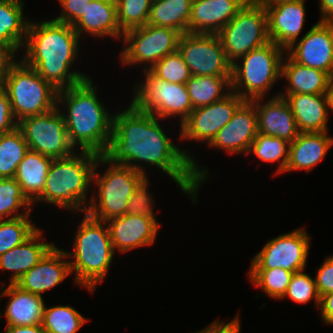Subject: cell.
Instances as JSON below:
<instances>
[{
	"label": "cell",
	"instance_id": "obj_20",
	"mask_svg": "<svg viewBox=\"0 0 333 333\" xmlns=\"http://www.w3.org/2000/svg\"><path fill=\"white\" fill-rule=\"evenodd\" d=\"M263 99L250 100L256 108L258 133L293 142L300 132L288 102L279 94L262 104Z\"/></svg>",
	"mask_w": 333,
	"mask_h": 333
},
{
	"label": "cell",
	"instance_id": "obj_16",
	"mask_svg": "<svg viewBox=\"0 0 333 333\" xmlns=\"http://www.w3.org/2000/svg\"><path fill=\"white\" fill-rule=\"evenodd\" d=\"M288 52V53H287ZM298 64L333 76V21L318 20L299 41L286 49Z\"/></svg>",
	"mask_w": 333,
	"mask_h": 333
},
{
	"label": "cell",
	"instance_id": "obj_6",
	"mask_svg": "<svg viewBox=\"0 0 333 333\" xmlns=\"http://www.w3.org/2000/svg\"><path fill=\"white\" fill-rule=\"evenodd\" d=\"M100 164L108 165L102 175L97 172ZM146 177L130 166L113 163L105 155H99L92 179V183L96 185L98 191H94L95 195H90L92 198L86 214L93 219L105 222L111 218L125 215L129 199Z\"/></svg>",
	"mask_w": 333,
	"mask_h": 333
},
{
	"label": "cell",
	"instance_id": "obj_26",
	"mask_svg": "<svg viewBox=\"0 0 333 333\" xmlns=\"http://www.w3.org/2000/svg\"><path fill=\"white\" fill-rule=\"evenodd\" d=\"M299 132H328L327 94L287 95Z\"/></svg>",
	"mask_w": 333,
	"mask_h": 333
},
{
	"label": "cell",
	"instance_id": "obj_43",
	"mask_svg": "<svg viewBox=\"0 0 333 333\" xmlns=\"http://www.w3.org/2000/svg\"><path fill=\"white\" fill-rule=\"evenodd\" d=\"M90 0H59L62 11L54 21L73 26L83 15L84 8Z\"/></svg>",
	"mask_w": 333,
	"mask_h": 333
},
{
	"label": "cell",
	"instance_id": "obj_24",
	"mask_svg": "<svg viewBox=\"0 0 333 333\" xmlns=\"http://www.w3.org/2000/svg\"><path fill=\"white\" fill-rule=\"evenodd\" d=\"M81 37L84 32L93 37H112L119 40L124 33L117 21L115 0H90L84 8V15L73 25Z\"/></svg>",
	"mask_w": 333,
	"mask_h": 333
},
{
	"label": "cell",
	"instance_id": "obj_8",
	"mask_svg": "<svg viewBox=\"0 0 333 333\" xmlns=\"http://www.w3.org/2000/svg\"><path fill=\"white\" fill-rule=\"evenodd\" d=\"M1 85L8 95L17 122L57 107L58 90L22 59L11 66Z\"/></svg>",
	"mask_w": 333,
	"mask_h": 333
},
{
	"label": "cell",
	"instance_id": "obj_44",
	"mask_svg": "<svg viewBox=\"0 0 333 333\" xmlns=\"http://www.w3.org/2000/svg\"><path fill=\"white\" fill-rule=\"evenodd\" d=\"M17 124L8 95L0 84V135L15 130Z\"/></svg>",
	"mask_w": 333,
	"mask_h": 333
},
{
	"label": "cell",
	"instance_id": "obj_4",
	"mask_svg": "<svg viewBox=\"0 0 333 333\" xmlns=\"http://www.w3.org/2000/svg\"><path fill=\"white\" fill-rule=\"evenodd\" d=\"M79 153V154H78ZM66 158L53 159L43 193L32 203L46 202L71 212L86 214L93 173L99 154L80 151Z\"/></svg>",
	"mask_w": 333,
	"mask_h": 333
},
{
	"label": "cell",
	"instance_id": "obj_42",
	"mask_svg": "<svg viewBox=\"0 0 333 333\" xmlns=\"http://www.w3.org/2000/svg\"><path fill=\"white\" fill-rule=\"evenodd\" d=\"M148 176L138 185L133 195L128 201L126 214L146 216L148 218L157 219L153 211L154 197L148 191Z\"/></svg>",
	"mask_w": 333,
	"mask_h": 333
},
{
	"label": "cell",
	"instance_id": "obj_47",
	"mask_svg": "<svg viewBox=\"0 0 333 333\" xmlns=\"http://www.w3.org/2000/svg\"><path fill=\"white\" fill-rule=\"evenodd\" d=\"M241 322L239 316L237 315L228 323L223 321L214 320L209 326L205 327L204 330L207 333H240L241 331Z\"/></svg>",
	"mask_w": 333,
	"mask_h": 333
},
{
	"label": "cell",
	"instance_id": "obj_53",
	"mask_svg": "<svg viewBox=\"0 0 333 333\" xmlns=\"http://www.w3.org/2000/svg\"><path fill=\"white\" fill-rule=\"evenodd\" d=\"M243 6L254 4L255 0H238Z\"/></svg>",
	"mask_w": 333,
	"mask_h": 333
},
{
	"label": "cell",
	"instance_id": "obj_14",
	"mask_svg": "<svg viewBox=\"0 0 333 333\" xmlns=\"http://www.w3.org/2000/svg\"><path fill=\"white\" fill-rule=\"evenodd\" d=\"M311 237L304 228L274 237L252 258L250 269L282 268L291 272L306 267Z\"/></svg>",
	"mask_w": 333,
	"mask_h": 333
},
{
	"label": "cell",
	"instance_id": "obj_28",
	"mask_svg": "<svg viewBox=\"0 0 333 333\" xmlns=\"http://www.w3.org/2000/svg\"><path fill=\"white\" fill-rule=\"evenodd\" d=\"M287 56V57H286ZM282 61L281 77H285L288 85L285 93H278L285 98L293 94H326L331 76L316 68L307 67L293 61L285 54Z\"/></svg>",
	"mask_w": 333,
	"mask_h": 333
},
{
	"label": "cell",
	"instance_id": "obj_31",
	"mask_svg": "<svg viewBox=\"0 0 333 333\" xmlns=\"http://www.w3.org/2000/svg\"><path fill=\"white\" fill-rule=\"evenodd\" d=\"M193 0H153L147 24L188 33Z\"/></svg>",
	"mask_w": 333,
	"mask_h": 333
},
{
	"label": "cell",
	"instance_id": "obj_25",
	"mask_svg": "<svg viewBox=\"0 0 333 333\" xmlns=\"http://www.w3.org/2000/svg\"><path fill=\"white\" fill-rule=\"evenodd\" d=\"M332 145L333 137L327 132H300L290 143L285 172L302 170L309 173L323 160Z\"/></svg>",
	"mask_w": 333,
	"mask_h": 333
},
{
	"label": "cell",
	"instance_id": "obj_41",
	"mask_svg": "<svg viewBox=\"0 0 333 333\" xmlns=\"http://www.w3.org/2000/svg\"><path fill=\"white\" fill-rule=\"evenodd\" d=\"M304 272L302 270L293 273L288 289L282 299L288 297L297 304H305L314 299L315 305L319 308L320 295L317 291L315 279Z\"/></svg>",
	"mask_w": 333,
	"mask_h": 333
},
{
	"label": "cell",
	"instance_id": "obj_9",
	"mask_svg": "<svg viewBox=\"0 0 333 333\" xmlns=\"http://www.w3.org/2000/svg\"><path fill=\"white\" fill-rule=\"evenodd\" d=\"M145 78L134 87L130 103L138 110L157 118L179 117L180 125L193 111L186 84L170 83L156 77L150 70H143Z\"/></svg>",
	"mask_w": 333,
	"mask_h": 333
},
{
	"label": "cell",
	"instance_id": "obj_11",
	"mask_svg": "<svg viewBox=\"0 0 333 333\" xmlns=\"http://www.w3.org/2000/svg\"><path fill=\"white\" fill-rule=\"evenodd\" d=\"M181 33L174 28L146 24L128 30L123 35L125 43L120 58L122 65H147L150 70L159 60L177 51Z\"/></svg>",
	"mask_w": 333,
	"mask_h": 333
},
{
	"label": "cell",
	"instance_id": "obj_36",
	"mask_svg": "<svg viewBox=\"0 0 333 333\" xmlns=\"http://www.w3.org/2000/svg\"><path fill=\"white\" fill-rule=\"evenodd\" d=\"M32 205L15 178H0V220L31 215Z\"/></svg>",
	"mask_w": 333,
	"mask_h": 333
},
{
	"label": "cell",
	"instance_id": "obj_10",
	"mask_svg": "<svg viewBox=\"0 0 333 333\" xmlns=\"http://www.w3.org/2000/svg\"><path fill=\"white\" fill-rule=\"evenodd\" d=\"M217 35L227 59L234 63L251 50L270 42L266 9L256 3L243 6Z\"/></svg>",
	"mask_w": 333,
	"mask_h": 333
},
{
	"label": "cell",
	"instance_id": "obj_46",
	"mask_svg": "<svg viewBox=\"0 0 333 333\" xmlns=\"http://www.w3.org/2000/svg\"><path fill=\"white\" fill-rule=\"evenodd\" d=\"M17 51L10 45L0 41V84L8 75L11 66L17 61Z\"/></svg>",
	"mask_w": 333,
	"mask_h": 333
},
{
	"label": "cell",
	"instance_id": "obj_34",
	"mask_svg": "<svg viewBox=\"0 0 333 333\" xmlns=\"http://www.w3.org/2000/svg\"><path fill=\"white\" fill-rule=\"evenodd\" d=\"M88 321L70 305L45 306L42 327L47 333H77Z\"/></svg>",
	"mask_w": 333,
	"mask_h": 333
},
{
	"label": "cell",
	"instance_id": "obj_54",
	"mask_svg": "<svg viewBox=\"0 0 333 333\" xmlns=\"http://www.w3.org/2000/svg\"><path fill=\"white\" fill-rule=\"evenodd\" d=\"M195 333H207L204 329L200 330V331H197Z\"/></svg>",
	"mask_w": 333,
	"mask_h": 333
},
{
	"label": "cell",
	"instance_id": "obj_49",
	"mask_svg": "<svg viewBox=\"0 0 333 333\" xmlns=\"http://www.w3.org/2000/svg\"><path fill=\"white\" fill-rule=\"evenodd\" d=\"M4 333H47L41 324L32 326H5ZM1 333V332H0Z\"/></svg>",
	"mask_w": 333,
	"mask_h": 333
},
{
	"label": "cell",
	"instance_id": "obj_48",
	"mask_svg": "<svg viewBox=\"0 0 333 333\" xmlns=\"http://www.w3.org/2000/svg\"><path fill=\"white\" fill-rule=\"evenodd\" d=\"M319 310L322 321L325 324L333 325V291L320 297Z\"/></svg>",
	"mask_w": 333,
	"mask_h": 333
},
{
	"label": "cell",
	"instance_id": "obj_32",
	"mask_svg": "<svg viewBox=\"0 0 333 333\" xmlns=\"http://www.w3.org/2000/svg\"><path fill=\"white\" fill-rule=\"evenodd\" d=\"M186 86L193 109L220 101L232 92L231 77L191 75Z\"/></svg>",
	"mask_w": 333,
	"mask_h": 333
},
{
	"label": "cell",
	"instance_id": "obj_7",
	"mask_svg": "<svg viewBox=\"0 0 333 333\" xmlns=\"http://www.w3.org/2000/svg\"><path fill=\"white\" fill-rule=\"evenodd\" d=\"M285 52L286 50L270 41L238 58L232 63V92L248 101L265 98L268 90L282 78Z\"/></svg>",
	"mask_w": 333,
	"mask_h": 333
},
{
	"label": "cell",
	"instance_id": "obj_2",
	"mask_svg": "<svg viewBox=\"0 0 333 333\" xmlns=\"http://www.w3.org/2000/svg\"><path fill=\"white\" fill-rule=\"evenodd\" d=\"M32 22L23 45L26 50L22 60L28 66L58 91L90 78L80 71H70L80 51V37L73 26L52 19Z\"/></svg>",
	"mask_w": 333,
	"mask_h": 333
},
{
	"label": "cell",
	"instance_id": "obj_15",
	"mask_svg": "<svg viewBox=\"0 0 333 333\" xmlns=\"http://www.w3.org/2000/svg\"><path fill=\"white\" fill-rule=\"evenodd\" d=\"M245 100L231 92L220 101L193 109L180 125L179 140L210 143L214 136L232 119Z\"/></svg>",
	"mask_w": 333,
	"mask_h": 333
},
{
	"label": "cell",
	"instance_id": "obj_12",
	"mask_svg": "<svg viewBox=\"0 0 333 333\" xmlns=\"http://www.w3.org/2000/svg\"><path fill=\"white\" fill-rule=\"evenodd\" d=\"M17 128L31 151L53 159L66 158L76 152L70 143L64 118L58 107L41 115L21 119Z\"/></svg>",
	"mask_w": 333,
	"mask_h": 333
},
{
	"label": "cell",
	"instance_id": "obj_29",
	"mask_svg": "<svg viewBox=\"0 0 333 333\" xmlns=\"http://www.w3.org/2000/svg\"><path fill=\"white\" fill-rule=\"evenodd\" d=\"M52 161V157L29 150L19 163L14 178L31 203L43 193L46 176Z\"/></svg>",
	"mask_w": 333,
	"mask_h": 333
},
{
	"label": "cell",
	"instance_id": "obj_17",
	"mask_svg": "<svg viewBox=\"0 0 333 333\" xmlns=\"http://www.w3.org/2000/svg\"><path fill=\"white\" fill-rule=\"evenodd\" d=\"M258 134L255 105L245 100L234 112L232 119L207 144L230 154H248Z\"/></svg>",
	"mask_w": 333,
	"mask_h": 333
},
{
	"label": "cell",
	"instance_id": "obj_40",
	"mask_svg": "<svg viewBox=\"0 0 333 333\" xmlns=\"http://www.w3.org/2000/svg\"><path fill=\"white\" fill-rule=\"evenodd\" d=\"M150 71L156 77L176 84H186L191 77L190 70L178 50L163 57Z\"/></svg>",
	"mask_w": 333,
	"mask_h": 333
},
{
	"label": "cell",
	"instance_id": "obj_38",
	"mask_svg": "<svg viewBox=\"0 0 333 333\" xmlns=\"http://www.w3.org/2000/svg\"><path fill=\"white\" fill-rule=\"evenodd\" d=\"M29 216L0 220V256L24 243L39 229Z\"/></svg>",
	"mask_w": 333,
	"mask_h": 333
},
{
	"label": "cell",
	"instance_id": "obj_30",
	"mask_svg": "<svg viewBox=\"0 0 333 333\" xmlns=\"http://www.w3.org/2000/svg\"><path fill=\"white\" fill-rule=\"evenodd\" d=\"M23 6V0H0V41L16 51L23 49L30 23L23 16Z\"/></svg>",
	"mask_w": 333,
	"mask_h": 333
},
{
	"label": "cell",
	"instance_id": "obj_52",
	"mask_svg": "<svg viewBox=\"0 0 333 333\" xmlns=\"http://www.w3.org/2000/svg\"><path fill=\"white\" fill-rule=\"evenodd\" d=\"M327 98H328V107L330 111H333V76L330 78V85L327 90Z\"/></svg>",
	"mask_w": 333,
	"mask_h": 333
},
{
	"label": "cell",
	"instance_id": "obj_18",
	"mask_svg": "<svg viewBox=\"0 0 333 333\" xmlns=\"http://www.w3.org/2000/svg\"><path fill=\"white\" fill-rule=\"evenodd\" d=\"M106 223L113 249L120 253L153 245L160 227L157 219L130 214L111 218Z\"/></svg>",
	"mask_w": 333,
	"mask_h": 333
},
{
	"label": "cell",
	"instance_id": "obj_51",
	"mask_svg": "<svg viewBox=\"0 0 333 333\" xmlns=\"http://www.w3.org/2000/svg\"><path fill=\"white\" fill-rule=\"evenodd\" d=\"M297 0H255V3L258 5H261L265 9L267 7H272L276 4L282 3V2H293Z\"/></svg>",
	"mask_w": 333,
	"mask_h": 333
},
{
	"label": "cell",
	"instance_id": "obj_35",
	"mask_svg": "<svg viewBox=\"0 0 333 333\" xmlns=\"http://www.w3.org/2000/svg\"><path fill=\"white\" fill-rule=\"evenodd\" d=\"M290 143L278 137L258 133L251 144L248 154L263 162L280 161L275 174H284L289 160Z\"/></svg>",
	"mask_w": 333,
	"mask_h": 333
},
{
	"label": "cell",
	"instance_id": "obj_3",
	"mask_svg": "<svg viewBox=\"0 0 333 333\" xmlns=\"http://www.w3.org/2000/svg\"><path fill=\"white\" fill-rule=\"evenodd\" d=\"M96 88L97 85H93V80L89 78L59 90L57 107L62 110L70 143L76 149L79 147L80 151L105 155L111 143L114 114L111 115L98 99Z\"/></svg>",
	"mask_w": 333,
	"mask_h": 333
},
{
	"label": "cell",
	"instance_id": "obj_22",
	"mask_svg": "<svg viewBox=\"0 0 333 333\" xmlns=\"http://www.w3.org/2000/svg\"><path fill=\"white\" fill-rule=\"evenodd\" d=\"M242 7L238 0H193L188 33L217 34Z\"/></svg>",
	"mask_w": 333,
	"mask_h": 333
},
{
	"label": "cell",
	"instance_id": "obj_5",
	"mask_svg": "<svg viewBox=\"0 0 333 333\" xmlns=\"http://www.w3.org/2000/svg\"><path fill=\"white\" fill-rule=\"evenodd\" d=\"M73 251H66L71 273L75 272L74 284L94 292L102 283L111 267L115 251L105 221L84 214L75 232Z\"/></svg>",
	"mask_w": 333,
	"mask_h": 333
},
{
	"label": "cell",
	"instance_id": "obj_37",
	"mask_svg": "<svg viewBox=\"0 0 333 333\" xmlns=\"http://www.w3.org/2000/svg\"><path fill=\"white\" fill-rule=\"evenodd\" d=\"M249 281L264 291L266 296L281 300L290 284L293 272L282 268L249 269Z\"/></svg>",
	"mask_w": 333,
	"mask_h": 333
},
{
	"label": "cell",
	"instance_id": "obj_1",
	"mask_svg": "<svg viewBox=\"0 0 333 333\" xmlns=\"http://www.w3.org/2000/svg\"><path fill=\"white\" fill-rule=\"evenodd\" d=\"M159 120L131 103L125 110L114 113L111 143L105 156L113 163L130 166L145 176L148 174L141 162L154 165L175 181L195 204L209 170L200 168L186 149L172 143Z\"/></svg>",
	"mask_w": 333,
	"mask_h": 333
},
{
	"label": "cell",
	"instance_id": "obj_13",
	"mask_svg": "<svg viewBox=\"0 0 333 333\" xmlns=\"http://www.w3.org/2000/svg\"><path fill=\"white\" fill-rule=\"evenodd\" d=\"M177 50L191 75L232 77V63L217 34H181Z\"/></svg>",
	"mask_w": 333,
	"mask_h": 333
},
{
	"label": "cell",
	"instance_id": "obj_19",
	"mask_svg": "<svg viewBox=\"0 0 333 333\" xmlns=\"http://www.w3.org/2000/svg\"><path fill=\"white\" fill-rule=\"evenodd\" d=\"M67 258L66 251L54 245L16 285L24 291L42 296L43 292L53 289L71 274Z\"/></svg>",
	"mask_w": 333,
	"mask_h": 333
},
{
	"label": "cell",
	"instance_id": "obj_23",
	"mask_svg": "<svg viewBox=\"0 0 333 333\" xmlns=\"http://www.w3.org/2000/svg\"><path fill=\"white\" fill-rule=\"evenodd\" d=\"M0 285V300L8 296L9 301L3 315L6 326H32L42 324L45 310L43 297L22 290L16 284H8L5 289ZM2 311L0 309V317Z\"/></svg>",
	"mask_w": 333,
	"mask_h": 333
},
{
	"label": "cell",
	"instance_id": "obj_39",
	"mask_svg": "<svg viewBox=\"0 0 333 333\" xmlns=\"http://www.w3.org/2000/svg\"><path fill=\"white\" fill-rule=\"evenodd\" d=\"M153 0H116L117 21L123 33L147 24Z\"/></svg>",
	"mask_w": 333,
	"mask_h": 333
},
{
	"label": "cell",
	"instance_id": "obj_21",
	"mask_svg": "<svg viewBox=\"0 0 333 333\" xmlns=\"http://www.w3.org/2000/svg\"><path fill=\"white\" fill-rule=\"evenodd\" d=\"M268 35L271 42L286 50L303 29L305 17V0L282 2L267 7Z\"/></svg>",
	"mask_w": 333,
	"mask_h": 333
},
{
	"label": "cell",
	"instance_id": "obj_33",
	"mask_svg": "<svg viewBox=\"0 0 333 333\" xmlns=\"http://www.w3.org/2000/svg\"><path fill=\"white\" fill-rule=\"evenodd\" d=\"M29 151L22 132L15 130L0 135V178H14L19 163Z\"/></svg>",
	"mask_w": 333,
	"mask_h": 333
},
{
	"label": "cell",
	"instance_id": "obj_50",
	"mask_svg": "<svg viewBox=\"0 0 333 333\" xmlns=\"http://www.w3.org/2000/svg\"><path fill=\"white\" fill-rule=\"evenodd\" d=\"M320 20L333 21V0H319Z\"/></svg>",
	"mask_w": 333,
	"mask_h": 333
},
{
	"label": "cell",
	"instance_id": "obj_27",
	"mask_svg": "<svg viewBox=\"0 0 333 333\" xmlns=\"http://www.w3.org/2000/svg\"><path fill=\"white\" fill-rule=\"evenodd\" d=\"M42 233L43 231L39 228L24 243L15 246L0 256V269L13 271L10 284H16L54 246L53 243L41 242L44 239Z\"/></svg>",
	"mask_w": 333,
	"mask_h": 333
},
{
	"label": "cell",
	"instance_id": "obj_45",
	"mask_svg": "<svg viewBox=\"0 0 333 333\" xmlns=\"http://www.w3.org/2000/svg\"><path fill=\"white\" fill-rule=\"evenodd\" d=\"M314 279L320 297L333 291V256H327Z\"/></svg>",
	"mask_w": 333,
	"mask_h": 333
}]
</instances>
